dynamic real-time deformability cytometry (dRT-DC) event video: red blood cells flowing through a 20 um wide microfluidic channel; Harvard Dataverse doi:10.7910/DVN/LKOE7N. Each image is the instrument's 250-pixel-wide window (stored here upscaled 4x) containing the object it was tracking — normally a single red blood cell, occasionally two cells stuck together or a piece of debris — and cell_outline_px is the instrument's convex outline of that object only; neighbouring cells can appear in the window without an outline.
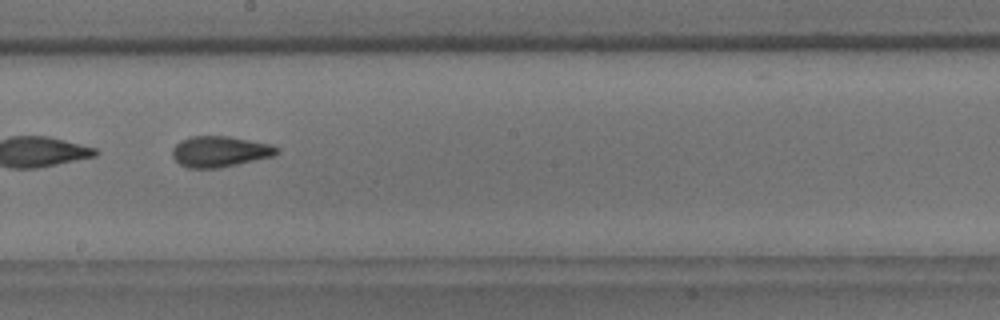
{"species": "common noctule bat (a hibernating species)", "species_latin": "Nyctalus noctula", "temperature_condition": "room temperature", "stored_images_in_passage": 53, "segment_of_instrument_passage": [2, 2], "camera_frame_rate_fps": 3000, "um_per_image_px": 0.085, "animal": {"sex": "male", "body_mass_g": 18.8}, "frame": {"image": 1, "passage_image": 30, "time_ms": 9.667, "image_size_px": [1000, 320], "cell_outline_px": [[280, 152], [272, 156], [220, 168], [188, 168], [180, 164], [172, 156], [172, 148], [180, 140], [192, 136], [228, 136], [272, 144], [280, 148]], "centroid_in_image_um": [18.69, 12.87], "position_along_channel_um": 229.5, "area_um2": 18.84}}